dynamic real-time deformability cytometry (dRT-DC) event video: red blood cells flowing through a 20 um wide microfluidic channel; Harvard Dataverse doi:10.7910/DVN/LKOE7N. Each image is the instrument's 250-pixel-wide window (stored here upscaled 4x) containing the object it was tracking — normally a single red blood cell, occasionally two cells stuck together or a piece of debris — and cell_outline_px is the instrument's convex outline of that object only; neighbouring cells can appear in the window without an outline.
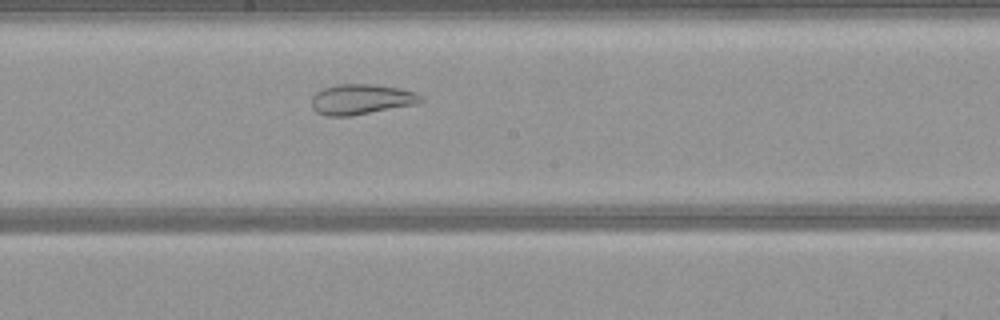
{"species": "common noctule bat (a hibernating species)", "species_latin": "Nyctalus noctula", "temperature_condition": "warm", "stored_images_in_passage": 39, "camera_frame_rate_fps": 3000, "um_per_image_px": 0.085, "animal": {"sex": "female", "body_mass_g": 21.9}, "frame": {"image": 1, "passage_image": 15, "time_ms": 4.667, "image_size_px": [1000, 320], "cell_outline_px": [[424, 100], [420, 104], [352, 116], [324, 116], [316, 112], [312, 108], [312, 96], [316, 92], [324, 88], [336, 84], [376, 84], [400, 88], [416, 92]], "centroid_in_image_um": [30.73, 8.45], "position_along_channel_um": 217.5, "area_um2": 19.71}}
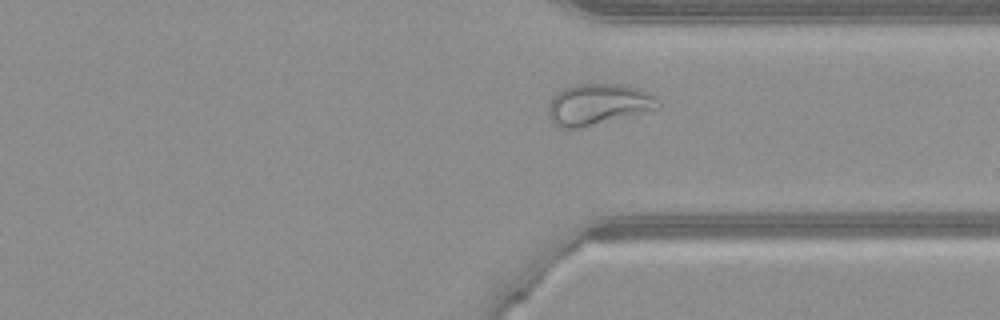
{"frame": {"image": 2, "passage_image": 26, "time_ms": 8.333, "image_size_px": [1000, 320], "cell_outline_px": [[660, 108], [576, 128], [556, 128], [552, 124], [548, 116], [548, 104], [552, 96], [556, 92], [572, 84], [624, 84], [648, 92], [656, 96], [660, 100]], "centroid_in_image_um": [50.79, 8.85], "position_along_channel_um": 360.6, "area_um2": 26.36}}
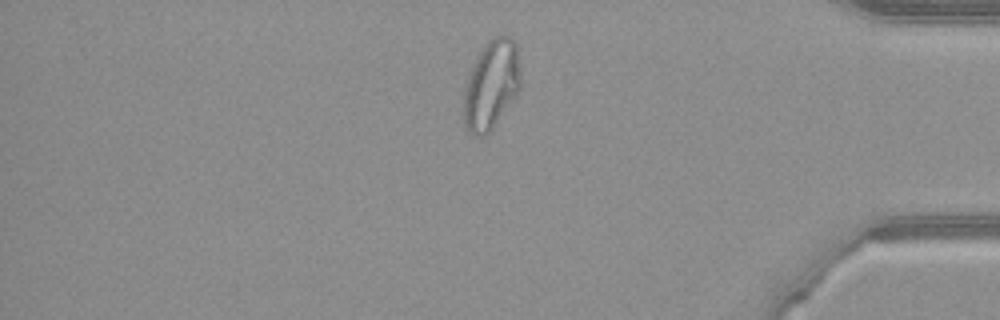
{"frame": {"image": 3, "passage_image": 31, "time_ms": 10.0, "image_size_px": [1000, 320], "cell_outline_px": [[520, 88], [492, 128], [484, 136], [472, 136], [468, 132], [464, 124], [464, 92], [472, 64], [484, 44], [492, 36], [508, 36], [516, 44], [520, 72]], "centroid_in_image_um": [41.74, 7.2], "position_along_channel_um": 393.5, "area_um2": 29.19}}